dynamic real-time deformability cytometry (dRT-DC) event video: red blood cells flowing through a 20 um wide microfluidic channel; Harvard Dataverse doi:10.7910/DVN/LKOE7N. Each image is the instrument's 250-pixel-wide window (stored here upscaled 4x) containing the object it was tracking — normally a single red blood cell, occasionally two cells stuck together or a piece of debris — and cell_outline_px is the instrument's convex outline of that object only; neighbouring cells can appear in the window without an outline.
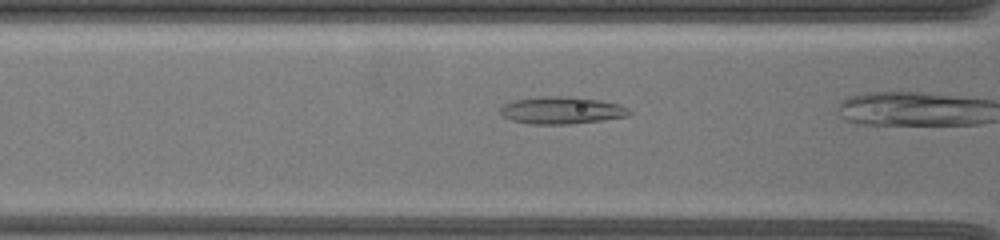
{"species": "common noctule bat (a hibernating species)", "species_latin": "Nyctalus noctula", "temperature_condition": "warm", "stored_images_in_passage": 38, "camera_frame_rate_fps": 3000, "um_per_image_px": 0.085, "animal": {"sex": "female", "body_mass_g": 19.5, "forearm_length_mm": 54.1}, "frame": {"image": 1, "passage_image": 27, "time_ms": 8.667, "image_size_px": [1000, 240], "cell_outline_px": [[632, 112], [628, 116], [604, 120], [572, 124], [532, 124], [512, 120], [504, 116], [500, 112], [500, 108], [504, 104], [512, 100], [536, 96], [576, 96], [600, 100], [620, 104], [628, 108]], "centroid_in_image_um": [47.76, 9.36], "position_along_channel_um": 118.8, "area_um2": 20.81}}
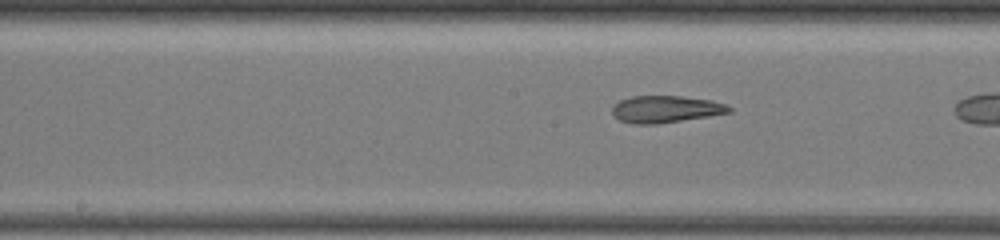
{"frame": {"image": 2, "passage_image": 33, "time_ms": 10.667, "image_size_px": [1000, 240], "cell_outline_px": [[732, 112], [708, 116], [656, 124], [632, 124], [620, 120], [612, 112], [612, 108], [620, 100], [632, 96], [680, 96], [712, 100], [728, 104], [732, 108]], "centroid_in_image_um": [56.62, 9.27], "position_along_channel_um": 191.6, "area_um2": 18.32}}
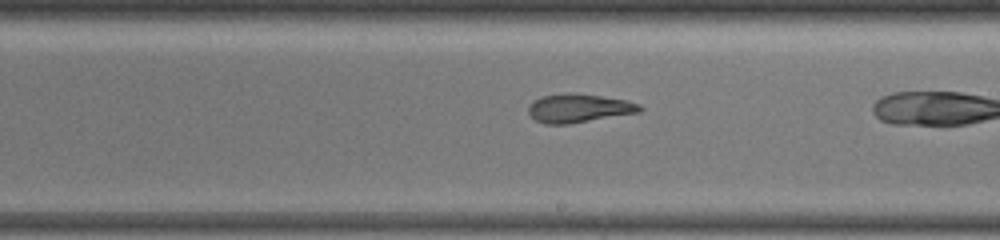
{"frame": {"image": 3, "passage_image": 37, "time_ms": 12.0, "image_size_px": [1000, 240], "cell_outline_px": [[644, 108], [640, 112], [568, 124], [544, 124], [536, 120], [528, 112], [528, 104], [532, 100], [540, 96], [564, 92], [576, 92], [624, 100], [640, 104]], "centroid_in_image_um": [49.15, 9.18], "position_along_channel_um": 239.8, "area_um2": 18.79}}